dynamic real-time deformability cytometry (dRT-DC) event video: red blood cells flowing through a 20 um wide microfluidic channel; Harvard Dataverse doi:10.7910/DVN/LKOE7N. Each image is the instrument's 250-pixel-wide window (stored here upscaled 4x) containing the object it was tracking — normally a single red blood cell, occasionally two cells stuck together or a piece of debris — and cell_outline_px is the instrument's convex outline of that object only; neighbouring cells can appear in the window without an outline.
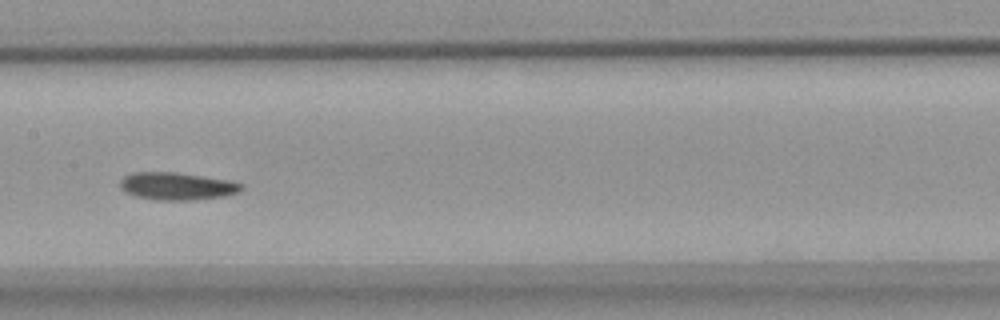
{"species": "common noctule bat (a hibernating species)", "species_latin": "Nyctalus noctula", "temperature_condition": "warm", "stored_images_in_passage": 7, "camera_frame_rate_fps": 3000, "um_per_image_px": 0.085, "animal": {"sex": "female", "body_mass_g": 18.4}, "frame": {"image": 1, "passage_image": 7, "time_ms": 7.333, "image_size_px": [1000, 320], "cell_outline_px": [[244, 188], [240, 192], [224, 196], [192, 200], [156, 200], [136, 196], [124, 192], [120, 188], [120, 180], [124, 176], [132, 172], [176, 172], [228, 180], [244, 184]], "centroid_in_image_um": [15.03, 15.82], "position_along_channel_um": 192.4, "area_um2": 19.59}}